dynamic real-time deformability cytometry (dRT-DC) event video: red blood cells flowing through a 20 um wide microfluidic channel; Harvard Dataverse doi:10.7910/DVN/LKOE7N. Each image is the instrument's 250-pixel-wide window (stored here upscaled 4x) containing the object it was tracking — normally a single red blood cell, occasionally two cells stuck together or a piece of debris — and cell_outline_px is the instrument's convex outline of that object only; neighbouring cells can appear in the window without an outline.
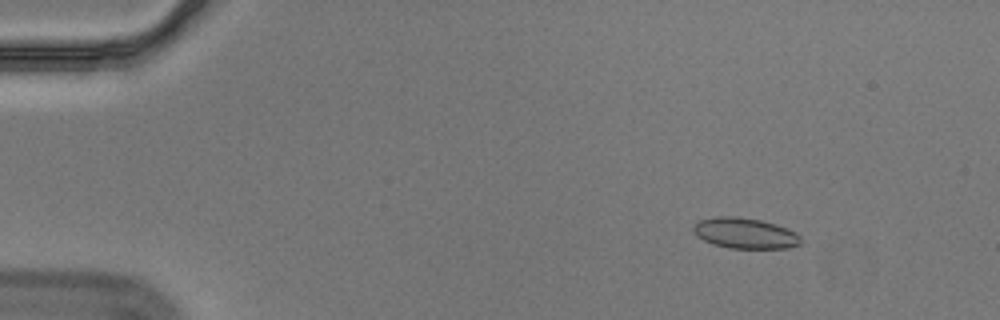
{"species": "Egyptian fruit bat (a non-hibernating species)", "species_latin": "Rousettus aegyptiacus", "temperature_condition": "cold", "stored_images_in_passage": 54, "segment_of_instrument_passage": [1, 2], "camera_frame_rate_fps": 3000, "um_per_image_px": 0.085, "animal": {"sex": "male"}, "frame": {"image": 1, "passage_image": 5, "time_ms": 1.333, "image_size_px": [1000, 320], "cell_outline_px": [[800, 244], [788, 248], [728, 248], [712, 244], [696, 236], [692, 228], [692, 224], [700, 220], [716, 216], [736, 216], [760, 220], [776, 224], [788, 228], [796, 232], [800, 236]], "centroid_in_image_um": [63.3, 19.82], "position_along_channel_um": 21.7, "area_um2": 19.36}}
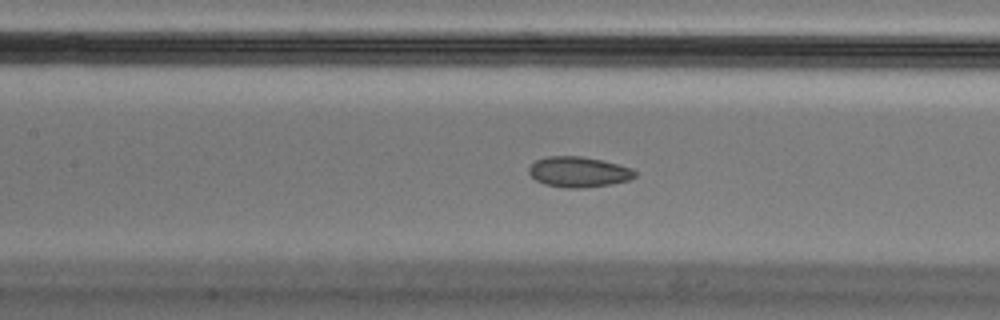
{"frame": {"image": 2, "passage_image": 24, "time_ms": 7.667, "image_size_px": [1000, 320], "cell_outline_px": [[636, 176], [628, 180], [612, 184], [584, 188], [568, 188], [544, 184], [536, 180], [528, 172], [528, 168], [536, 160], [548, 156], [580, 156], [600, 160], [632, 168], [636, 172]], "centroid_in_image_um": [49.17, 14.62], "position_along_channel_um": 158.2, "area_um2": 18.73}}
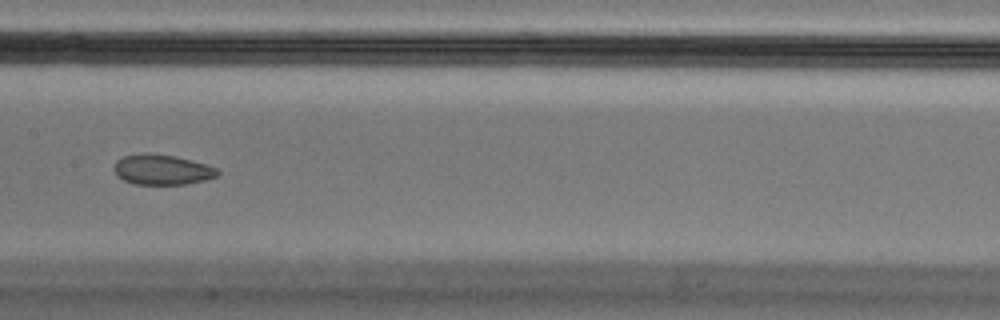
{"frame": {"image": 3, "passage_image": 27, "time_ms": 8.667, "image_size_px": [1000, 320], "cell_outline_px": [[220, 172], [216, 176], [204, 180], [184, 184], [132, 184], [116, 176], [112, 168], [116, 160], [124, 156], [176, 156], [204, 164], [216, 168]], "centroid_in_image_um": [13.75, 14.47], "position_along_channel_um": 193.6, "area_um2": 17.51}}